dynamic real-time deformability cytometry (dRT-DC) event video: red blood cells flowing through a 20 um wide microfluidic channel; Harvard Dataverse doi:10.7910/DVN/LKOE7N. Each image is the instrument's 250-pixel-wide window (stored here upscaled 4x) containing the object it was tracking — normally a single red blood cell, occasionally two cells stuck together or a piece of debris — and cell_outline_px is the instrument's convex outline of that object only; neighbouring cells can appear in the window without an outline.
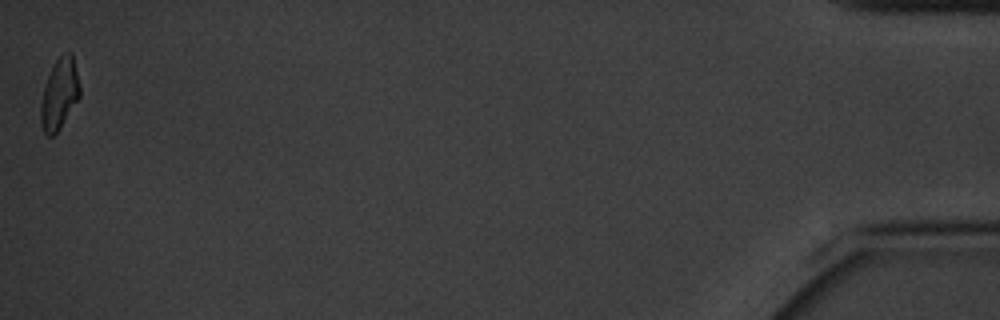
{"species": "common noctule bat (a hibernating species)", "species_latin": "Nyctalus noctula", "temperature_condition": "cold", "stored_images_in_passage": 16, "camera_frame_rate_fps": 3000, "um_per_image_px": 0.085, "animal": {"sex": "male", "body_mass_g": 20.1, "forearm_length_mm": 53.5}, "frame": {"image": 1, "passage_image": 16, "time_ms": 19.0, "image_size_px": [1000, 320], "cell_outline_px": [[80, 96], [60, 128], [52, 136], [48, 136], [44, 132], [40, 120], [40, 104], [44, 88], [48, 76], [56, 60], [60, 56], [68, 52], [72, 52], [80, 88]], "centroid_in_image_um": [5.04, 8.0], "position_along_channel_um": 430.2, "area_um2": 15.84}, "authors_computed_cell_mechanics": {"area_um2": 19.2763, "velocity_mm_per_s": 3.2679, "shape_relaxation_time_tau1_ms": 4.6015, "shape_relaxation_time_tau2_ms": 2.459, "deformation_change_tau1": 0.1428, "deformation_change_tau2": 0.0931}}